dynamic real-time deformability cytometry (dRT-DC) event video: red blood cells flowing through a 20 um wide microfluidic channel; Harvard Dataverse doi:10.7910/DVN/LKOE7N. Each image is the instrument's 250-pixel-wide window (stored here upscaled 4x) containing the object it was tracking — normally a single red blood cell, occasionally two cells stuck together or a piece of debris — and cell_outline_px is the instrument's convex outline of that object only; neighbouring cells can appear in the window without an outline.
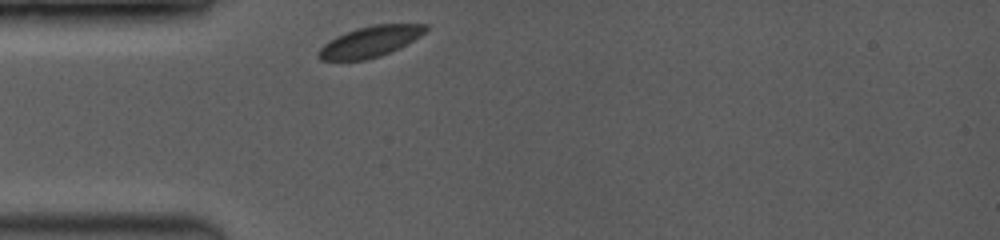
{"species": "common noctule bat (a hibernating species)", "species_latin": "Nyctalus noctula", "temperature_condition": "room temperature", "stored_images_in_passage": 20, "camera_frame_rate_fps": 3500, "um_per_image_px": 0.085, "animal": {"sex": "female", "body_mass_g": 19.0, "forearm_length_mm": 53.3}, "frame": {"image": 1, "passage_image": 1, "time_ms": 0.0, "image_size_px": [1000, 240], "cell_outline_px": [[428, 28], [420, 36], [400, 48], [380, 56], [364, 60], [320, 60], [316, 56], [316, 52], [328, 40], [344, 32], [356, 28], [376, 24], [428, 24]], "centroid_in_image_um": [31.43, 3.54], "position_along_channel_um": 53.6, "area_um2": 19.36}}
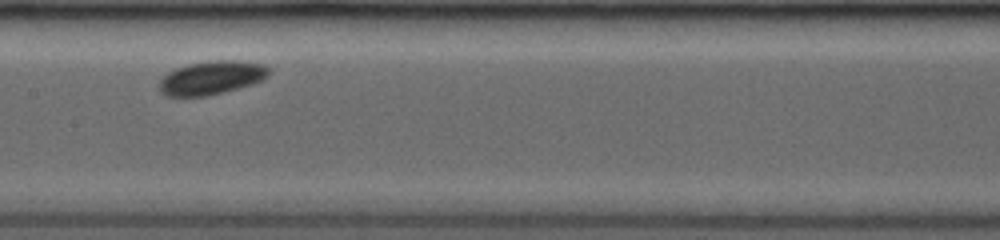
{"frame": {"image": 2, "passage_image": 12, "time_ms": 3.714, "image_size_px": [1000, 240], "cell_outline_px": [[268, 76], [260, 80], [224, 92], [208, 96], [168, 96], [160, 92], [160, 80], [168, 72], [176, 68], [188, 64], [208, 60], [236, 60], [264, 64], [268, 68]], "centroid_in_image_um": [17.94, 6.59], "position_along_channel_um": 189.5, "area_um2": 21.21}}
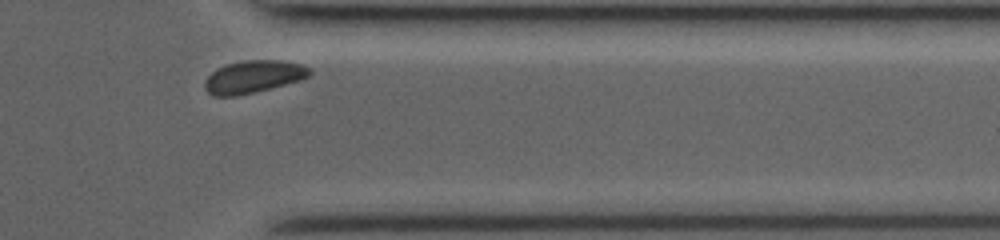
{"frame": {"image": 3, "passage_image": 20, "time_ms": 8.857, "image_size_px": [1000, 240], "cell_outline_px": [[312, 72], [308, 76], [300, 80], [236, 96], [212, 96], [204, 88], [204, 80], [216, 68], [224, 64], [244, 60], [280, 60], [300, 64], [312, 68]], "centroid_in_image_um": [21.5, 6.51], "position_along_channel_um": 389.9, "area_um2": 19.83}, "authors_computed_cell_mechanics": {"area_um2": 20.2589, "velocity_mm_per_s": 3.854, "shape_relaxation_time_tau1_ms": 2.5302, "shape_relaxation_time_tau2_ms": null, "deformation_change_tau1": 0.0844, "deformation_change_tau2": null}}